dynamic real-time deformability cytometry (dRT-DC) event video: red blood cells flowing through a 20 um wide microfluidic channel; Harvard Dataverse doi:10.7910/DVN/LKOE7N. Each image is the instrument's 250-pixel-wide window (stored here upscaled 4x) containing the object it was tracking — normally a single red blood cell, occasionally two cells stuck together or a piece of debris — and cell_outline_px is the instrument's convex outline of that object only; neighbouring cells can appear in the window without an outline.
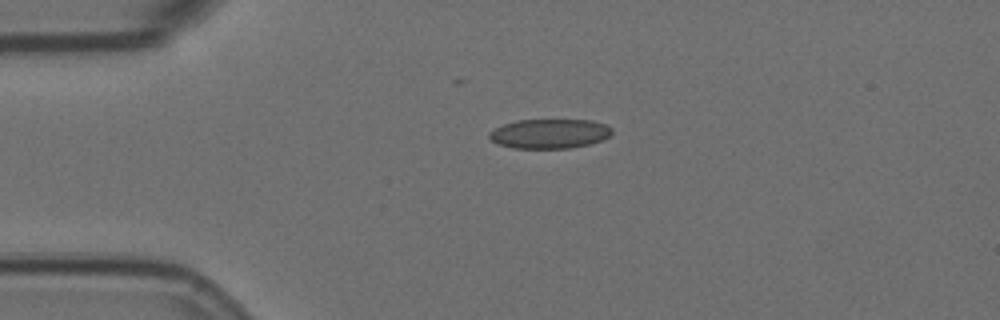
{"species": "Egyptian fruit bat (a non-hibernating species)", "species_latin": "Rousettus aegyptiacus", "temperature_condition": "room temperature", "stored_images_in_passage": 2, "camera_frame_rate_fps": 3000, "um_per_image_px": 0.085, "animal": {"sex": "female"}, "frame": {"image": 1, "passage_image": 1, "time_ms": 0.0, "image_size_px": [1000, 320], "cell_outline_px": [[612, 132], [608, 136], [600, 140], [588, 144], [572, 148], [512, 148], [496, 144], [488, 136], [488, 132], [504, 124], [516, 120], [592, 120], [604, 124], [612, 128]], "centroid_in_image_um": [46.67, 11.36], "position_along_channel_um": 38.3, "area_um2": 21.04}}